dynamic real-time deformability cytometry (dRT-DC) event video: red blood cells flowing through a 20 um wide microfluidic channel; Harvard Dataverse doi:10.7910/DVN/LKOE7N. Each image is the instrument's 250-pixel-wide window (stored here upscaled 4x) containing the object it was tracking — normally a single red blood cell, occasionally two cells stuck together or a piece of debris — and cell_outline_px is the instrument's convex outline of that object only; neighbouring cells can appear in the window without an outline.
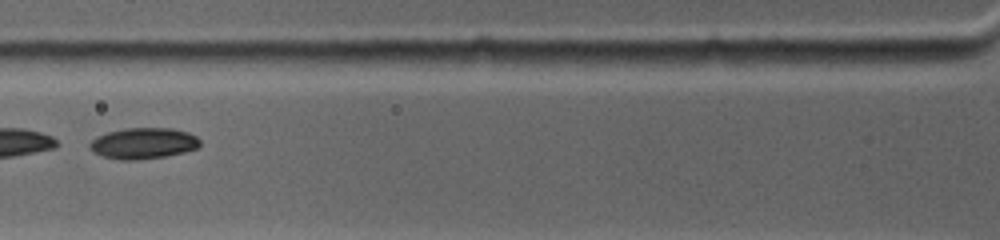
{"species": "common noctule bat (a hibernating species)", "species_latin": "Nyctalus noctula", "temperature_condition": "warm", "stored_images_in_passage": 28, "camera_frame_rate_fps": 4500, "um_per_image_px": 0.085, "animal": {"sex": "female", "body_mass_g": 19.0, "forearm_length_mm": 53.3}, "frame": {"image": 1, "passage_image": 5, "time_ms": 1.333, "image_size_px": [1000, 240], "cell_outline_px": [[200, 144], [196, 148], [184, 152], [164, 156], [136, 160], [120, 160], [104, 156], [92, 152], [88, 148], [88, 144], [96, 136], [108, 132], [124, 128], [172, 128], [188, 132], [196, 136], [200, 140]], "centroid_in_image_um": [12.15, 12.17], "position_along_channel_um": 113.7, "area_um2": 20.0}}
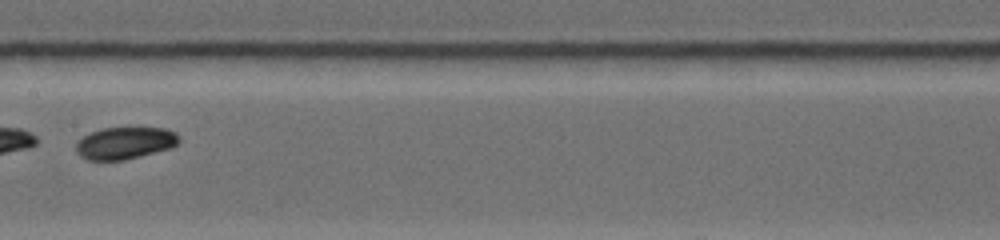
{"frame": {"image": 2, "passage_image": 9, "time_ms": 3.556, "image_size_px": [1000, 240], "cell_outline_px": [[180, 140], [172, 148], [124, 160], [88, 160], [80, 156], [76, 152], [76, 140], [100, 128], [164, 128], [176, 132], [180, 136]], "centroid_in_image_um": [10.62, 12.16], "position_along_channel_um": 196.8, "area_um2": 19.36}}